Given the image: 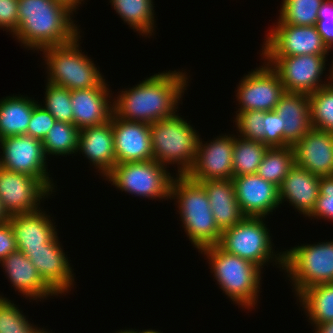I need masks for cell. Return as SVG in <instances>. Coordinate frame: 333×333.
Wrapping results in <instances>:
<instances>
[{
  "label": "cell",
  "mask_w": 333,
  "mask_h": 333,
  "mask_svg": "<svg viewBox=\"0 0 333 333\" xmlns=\"http://www.w3.org/2000/svg\"><path fill=\"white\" fill-rule=\"evenodd\" d=\"M318 20L333 22V0H324L318 10Z\"/></svg>",
  "instance_id": "obj_44"
},
{
  "label": "cell",
  "mask_w": 333,
  "mask_h": 333,
  "mask_svg": "<svg viewBox=\"0 0 333 333\" xmlns=\"http://www.w3.org/2000/svg\"><path fill=\"white\" fill-rule=\"evenodd\" d=\"M265 219L244 217L234 226L222 231L218 245L226 252L252 262L261 270L273 263V267L275 265L283 271V251H275L273 248L275 245L272 234Z\"/></svg>",
  "instance_id": "obj_7"
},
{
  "label": "cell",
  "mask_w": 333,
  "mask_h": 333,
  "mask_svg": "<svg viewBox=\"0 0 333 333\" xmlns=\"http://www.w3.org/2000/svg\"><path fill=\"white\" fill-rule=\"evenodd\" d=\"M240 210L245 217H265L280 206L279 188L257 173L232 178Z\"/></svg>",
  "instance_id": "obj_17"
},
{
  "label": "cell",
  "mask_w": 333,
  "mask_h": 333,
  "mask_svg": "<svg viewBox=\"0 0 333 333\" xmlns=\"http://www.w3.org/2000/svg\"><path fill=\"white\" fill-rule=\"evenodd\" d=\"M327 56H261V59L265 60L279 75L285 92L309 95L333 81V64H330V69L327 70L329 76L324 75L327 73L324 72L327 68ZM321 78H324V81Z\"/></svg>",
  "instance_id": "obj_10"
},
{
  "label": "cell",
  "mask_w": 333,
  "mask_h": 333,
  "mask_svg": "<svg viewBox=\"0 0 333 333\" xmlns=\"http://www.w3.org/2000/svg\"><path fill=\"white\" fill-rule=\"evenodd\" d=\"M122 330H123V331H122ZM122 330L120 329V330H118L116 333H134V332H133V329H128V328H127V329H125V330H124V329H122Z\"/></svg>",
  "instance_id": "obj_49"
},
{
  "label": "cell",
  "mask_w": 333,
  "mask_h": 333,
  "mask_svg": "<svg viewBox=\"0 0 333 333\" xmlns=\"http://www.w3.org/2000/svg\"><path fill=\"white\" fill-rule=\"evenodd\" d=\"M0 149V167L28 174L40 180L52 193L56 192L41 140L27 135L10 136L0 139Z\"/></svg>",
  "instance_id": "obj_11"
},
{
  "label": "cell",
  "mask_w": 333,
  "mask_h": 333,
  "mask_svg": "<svg viewBox=\"0 0 333 333\" xmlns=\"http://www.w3.org/2000/svg\"><path fill=\"white\" fill-rule=\"evenodd\" d=\"M315 26L323 43L331 52L333 50V22L317 20Z\"/></svg>",
  "instance_id": "obj_43"
},
{
  "label": "cell",
  "mask_w": 333,
  "mask_h": 333,
  "mask_svg": "<svg viewBox=\"0 0 333 333\" xmlns=\"http://www.w3.org/2000/svg\"><path fill=\"white\" fill-rule=\"evenodd\" d=\"M294 164L292 146L268 148L258 167L257 174L279 187Z\"/></svg>",
  "instance_id": "obj_31"
},
{
  "label": "cell",
  "mask_w": 333,
  "mask_h": 333,
  "mask_svg": "<svg viewBox=\"0 0 333 333\" xmlns=\"http://www.w3.org/2000/svg\"><path fill=\"white\" fill-rule=\"evenodd\" d=\"M295 164L318 175H333V132L312 128L293 146Z\"/></svg>",
  "instance_id": "obj_20"
},
{
  "label": "cell",
  "mask_w": 333,
  "mask_h": 333,
  "mask_svg": "<svg viewBox=\"0 0 333 333\" xmlns=\"http://www.w3.org/2000/svg\"><path fill=\"white\" fill-rule=\"evenodd\" d=\"M16 250V239L10 221L0 223V262Z\"/></svg>",
  "instance_id": "obj_42"
},
{
  "label": "cell",
  "mask_w": 333,
  "mask_h": 333,
  "mask_svg": "<svg viewBox=\"0 0 333 333\" xmlns=\"http://www.w3.org/2000/svg\"><path fill=\"white\" fill-rule=\"evenodd\" d=\"M25 255L31 260L43 281L59 297L70 293L74 288V269L58 235L50 243L44 244V248L29 249Z\"/></svg>",
  "instance_id": "obj_16"
},
{
  "label": "cell",
  "mask_w": 333,
  "mask_h": 333,
  "mask_svg": "<svg viewBox=\"0 0 333 333\" xmlns=\"http://www.w3.org/2000/svg\"><path fill=\"white\" fill-rule=\"evenodd\" d=\"M121 20L129 25L139 36H154L156 15L153 0H109Z\"/></svg>",
  "instance_id": "obj_28"
},
{
  "label": "cell",
  "mask_w": 333,
  "mask_h": 333,
  "mask_svg": "<svg viewBox=\"0 0 333 333\" xmlns=\"http://www.w3.org/2000/svg\"><path fill=\"white\" fill-rule=\"evenodd\" d=\"M245 74L237 84L235 97L239 105L235 113L248 110L274 111L285 93L276 71L265 61ZM253 70V71H252Z\"/></svg>",
  "instance_id": "obj_13"
},
{
  "label": "cell",
  "mask_w": 333,
  "mask_h": 333,
  "mask_svg": "<svg viewBox=\"0 0 333 333\" xmlns=\"http://www.w3.org/2000/svg\"><path fill=\"white\" fill-rule=\"evenodd\" d=\"M43 108L51 113L56 121L73 124V110L71 105V91L65 87L46 82Z\"/></svg>",
  "instance_id": "obj_35"
},
{
  "label": "cell",
  "mask_w": 333,
  "mask_h": 333,
  "mask_svg": "<svg viewBox=\"0 0 333 333\" xmlns=\"http://www.w3.org/2000/svg\"><path fill=\"white\" fill-rule=\"evenodd\" d=\"M276 23L295 26H314L324 0H282Z\"/></svg>",
  "instance_id": "obj_33"
},
{
  "label": "cell",
  "mask_w": 333,
  "mask_h": 333,
  "mask_svg": "<svg viewBox=\"0 0 333 333\" xmlns=\"http://www.w3.org/2000/svg\"><path fill=\"white\" fill-rule=\"evenodd\" d=\"M52 194L40 180L0 167V199L10 216L43 208L41 202Z\"/></svg>",
  "instance_id": "obj_15"
},
{
  "label": "cell",
  "mask_w": 333,
  "mask_h": 333,
  "mask_svg": "<svg viewBox=\"0 0 333 333\" xmlns=\"http://www.w3.org/2000/svg\"><path fill=\"white\" fill-rule=\"evenodd\" d=\"M74 13L59 0H18V28L12 37L40 54L43 48L68 44L82 32Z\"/></svg>",
  "instance_id": "obj_2"
},
{
  "label": "cell",
  "mask_w": 333,
  "mask_h": 333,
  "mask_svg": "<svg viewBox=\"0 0 333 333\" xmlns=\"http://www.w3.org/2000/svg\"><path fill=\"white\" fill-rule=\"evenodd\" d=\"M22 311L0 294V333H37L41 329L31 323Z\"/></svg>",
  "instance_id": "obj_36"
},
{
  "label": "cell",
  "mask_w": 333,
  "mask_h": 333,
  "mask_svg": "<svg viewBox=\"0 0 333 333\" xmlns=\"http://www.w3.org/2000/svg\"><path fill=\"white\" fill-rule=\"evenodd\" d=\"M268 146L261 141L242 139L235 135L233 148V177L256 174Z\"/></svg>",
  "instance_id": "obj_32"
},
{
  "label": "cell",
  "mask_w": 333,
  "mask_h": 333,
  "mask_svg": "<svg viewBox=\"0 0 333 333\" xmlns=\"http://www.w3.org/2000/svg\"><path fill=\"white\" fill-rule=\"evenodd\" d=\"M39 100L18 94L0 99V139L26 135L33 108Z\"/></svg>",
  "instance_id": "obj_27"
},
{
  "label": "cell",
  "mask_w": 333,
  "mask_h": 333,
  "mask_svg": "<svg viewBox=\"0 0 333 333\" xmlns=\"http://www.w3.org/2000/svg\"><path fill=\"white\" fill-rule=\"evenodd\" d=\"M271 27L263 39L260 56L329 55L315 25L276 23Z\"/></svg>",
  "instance_id": "obj_12"
},
{
  "label": "cell",
  "mask_w": 333,
  "mask_h": 333,
  "mask_svg": "<svg viewBox=\"0 0 333 333\" xmlns=\"http://www.w3.org/2000/svg\"><path fill=\"white\" fill-rule=\"evenodd\" d=\"M170 200L175 201L181 226L198 252L220 242L222 231L215 222L208 195L200 183L186 175H175Z\"/></svg>",
  "instance_id": "obj_4"
},
{
  "label": "cell",
  "mask_w": 333,
  "mask_h": 333,
  "mask_svg": "<svg viewBox=\"0 0 333 333\" xmlns=\"http://www.w3.org/2000/svg\"><path fill=\"white\" fill-rule=\"evenodd\" d=\"M37 333H52L48 329H45L44 327L41 328Z\"/></svg>",
  "instance_id": "obj_50"
},
{
  "label": "cell",
  "mask_w": 333,
  "mask_h": 333,
  "mask_svg": "<svg viewBox=\"0 0 333 333\" xmlns=\"http://www.w3.org/2000/svg\"><path fill=\"white\" fill-rule=\"evenodd\" d=\"M55 122L51 113L38 103L33 108L26 135L43 141Z\"/></svg>",
  "instance_id": "obj_40"
},
{
  "label": "cell",
  "mask_w": 333,
  "mask_h": 333,
  "mask_svg": "<svg viewBox=\"0 0 333 333\" xmlns=\"http://www.w3.org/2000/svg\"><path fill=\"white\" fill-rule=\"evenodd\" d=\"M283 272L296 298L311 286L333 282V239L286 249Z\"/></svg>",
  "instance_id": "obj_8"
},
{
  "label": "cell",
  "mask_w": 333,
  "mask_h": 333,
  "mask_svg": "<svg viewBox=\"0 0 333 333\" xmlns=\"http://www.w3.org/2000/svg\"><path fill=\"white\" fill-rule=\"evenodd\" d=\"M312 128L333 132V81L309 94Z\"/></svg>",
  "instance_id": "obj_34"
},
{
  "label": "cell",
  "mask_w": 333,
  "mask_h": 333,
  "mask_svg": "<svg viewBox=\"0 0 333 333\" xmlns=\"http://www.w3.org/2000/svg\"><path fill=\"white\" fill-rule=\"evenodd\" d=\"M205 189L215 222L221 231L240 222L245 216L240 210L232 180L199 182Z\"/></svg>",
  "instance_id": "obj_26"
},
{
  "label": "cell",
  "mask_w": 333,
  "mask_h": 333,
  "mask_svg": "<svg viewBox=\"0 0 333 333\" xmlns=\"http://www.w3.org/2000/svg\"><path fill=\"white\" fill-rule=\"evenodd\" d=\"M18 28V0H0V30L13 35Z\"/></svg>",
  "instance_id": "obj_41"
},
{
  "label": "cell",
  "mask_w": 333,
  "mask_h": 333,
  "mask_svg": "<svg viewBox=\"0 0 333 333\" xmlns=\"http://www.w3.org/2000/svg\"><path fill=\"white\" fill-rule=\"evenodd\" d=\"M51 216L41 208L30 213L14 214L9 218L18 251L25 254L29 249L44 248V244L59 235Z\"/></svg>",
  "instance_id": "obj_23"
},
{
  "label": "cell",
  "mask_w": 333,
  "mask_h": 333,
  "mask_svg": "<svg viewBox=\"0 0 333 333\" xmlns=\"http://www.w3.org/2000/svg\"><path fill=\"white\" fill-rule=\"evenodd\" d=\"M116 164L153 159L150 124L127 121L112 114Z\"/></svg>",
  "instance_id": "obj_18"
},
{
  "label": "cell",
  "mask_w": 333,
  "mask_h": 333,
  "mask_svg": "<svg viewBox=\"0 0 333 333\" xmlns=\"http://www.w3.org/2000/svg\"><path fill=\"white\" fill-rule=\"evenodd\" d=\"M79 132L80 130L74 124L56 121L42 141L46 158L48 159V156L51 158L52 155L67 157L74 154L75 156Z\"/></svg>",
  "instance_id": "obj_30"
},
{
  "label": "cell",
  "mask_w": 333,
  "mask_h": 333,
  "mask_svg": "<svg viewBox=\"0 0 333 333\" xmlns=\"http://www.w3.org/2000/svg\"><path fill=\"white\" fill-rule=\"evenodd\" d=\"M106 81L104 80L98 87L71 90L73 124L79 130L110 121L114 113L112 95L114 92L112 93L110 84L108 85Z\"/></svg>",
  "instance_id": "obj_19"
},
{
  "label": "cell",
  "mask_w": 333,
  "mask_h": 333,
  "mask_svg": "<svg viewBox=\"0 0 333 333\" xmlns=\"http://www.w3.org/2000/svg\"><path fill=\"white\" fill-rule=\"evenodd\" d=\"M307 217L311 220L323 219L333 222V175L320 176L318 199Z\"/></svg>",
  "instance_id": "obj_38"
},
{
  "label": "cell",
  "mask_w": 333,
  "mask_h": 333,
  "mask_svg": "<svg viewBox=\"0 0 333 333\" xmlns=\"http://www.w3.org/2000/svg\"><path fill=\"white\" fill-rule=\"evenodd\" d=\"M59 1L64 2L65 4H67L75 12L79 9V7H80L79 5L84 4V2H85V0H59Z\"/></svg>",
  "instance_id": "obj_46"
},
{
  "label": "cell",
  "mask_w": 333,
  "mask_h": 333,
  "mask_svg": "<svg viewBox=\"0 0 333 333\" xmlns=\"http://www.w3.org/2000/svg\"><path fill=\"white\" fill-rule=\"evenodd\" d=\"M296 301L302 306L312 327L333 321V282L305 289Z\"/></svg>",
  "instance_id": "obj_29"
},
{
  "label": "cell",
  "mask_w": 333,
  "mask_h": 333,
  "mask_svg": "<svg viewBox=\"0 0 333 333\" xmlns=\"http://www.w3.org/2000/svg\"><path fill=\"white\" fill-rule=\"evenodd\" d=\"M199 253L206 256L210 273L234 304L252 311L258 305L263 271L252 262L230 254L218 244L202 248Z\"/></svg>",
  "instance_id": "obj_3"
},
{
  "label": "cell",
  "mask_w": 333,
  "mask_h": 333,
  "mask_svg": "<svg viewBox=\"0 0 333 333\" xmlns=\"http://www.w3.org/2000/svg\"><path fill=\"white\" fill-rule=\"evenodd\" d=\"M202 140L199 136L195 161L186 176L198 183L232 180L235 133L220 134L207 142Z\"/></svg>",
  "instance_id": "obj_14"
},
{
  "label": "cell",
  "mask_w": 333,
  "mask_h": 333,
  "mask_svg": "<svg viewBox=\"0 0 333 333\" xmlns=\"http://www.w3.org/2000/svg\"><path fill=\"white\" fill-rule=\"evenodd\" d=\"M81 35L72 42L43 48L46 82L71 90L98 87L104 80L100 67H96L91 57L82 52Z\"/></svg>",
  "instance_id": "obj_5"
},
{
  "label": "cell",
  "mask_w": 333,
  "mask_h": 333,
  "mask_svg": "<svg viewBox=\"0 0 333 333\" xmlns=\"http://www.w3.org/2000/svg\"><path fill=\"white\" fill-rule=\"evenodd\" d=\"M274 111L284 127V141L293 146L312 129L311 107L308 94L285 92Z\"/></svg>",
  "instance_id": "obj_25"
},
{
  "label": "cell",
  "mask_w": 333,
  "mask_h": 333,
  "mask_svg": "<svg viewBox=\"0 0 333 333\" xmlns=\"http://www.w3.org/2000/svg\"><path fill=\"white\" fill-rule=\"evenodd\" d=\"M177 112L150 124L153 159L167 168L176 165V175H186L194 164L199 132ZM188 122V123H187Z\"/></svg>",
  "instance_id": "obj_6"
},
{
  "label": "cell",
  "mask_w": 333,
  "mask_h": 333,
  "mask_svg": "<svg viewBox=\"0 0 333 333\" xmlns=\"http://www.w3.org/2000/svg\"><path fill=\"white\" fill-rule=\"evenodd\" d=\"M319 183L320 176L294 164L278 187L280 205L287 201L295 211L307 217L318 199Z\"/></svg>",
  "instance_id": "obj_24"
},
{
  "label": "cell",
  "mask_w": 333,
  "mask_h": 333,
  "mask_svg": "<svg viewBox=\"0 0 333 333\" xmlns=\"http://www.w3.org/2000/svg\"><path fill=\"white\" fill-rule=\"evenodd\" d=\"M135 330H136V331H135ZM135 330L133 329V332H134V333H163V332H161V331H157V330H155V329H150V328L147 329V330H146V329H145V330H142V331H141V330L138 331L137 329H135Z\"/></svg>",
  "instance_id": "obj_48"
},
{
  "label": "cell",
  "mask_w": 333,
  "mask_h": 333,
  "mask_svg": "<svg viewBox=\"0 0 333 333\" xmlns=\"http://www.w3.org/2000/svg\"><path fill=\"white\" fill-rule=\"evenodd\" d=\"M269 148L288 147L284 141V127L275 111H264V139L261 141Z\"/></svg>",
  "instance_id": "obj_39"
},
{
  "label": "cell",
  "mask_w": 333,
  "mask_h": 333,
  "mask_svg": "<svg viewBox=\"0 0 333 333\" xmlns=\"http://www.w3.org/2000/svg\"><path fill=\"white\" fill-rule=\"evenodd\" d=\"M166 166L154 159L116 164L105 176L116 189L129 195L163 201L170 199L172 175Z\"/></svg>",
  "instance_id": "obj_9"
},
{
  "label": "cell",
  "mask_w": 333,
  "mask_h": 333,
  "mask_svg": "<svg viewBox=\"0 0 333 333\" xmlns=\"http://www.w3.org/2000/svg\"><path fill=\"white\" fill-rule=\"evenodd\" d=\"M236 127L237 136L253 141H262L264 139V111L248 110L235 114L233 120Z\"/></svg>",
  "instance_id": "obj_37"
},
{
  "label": "cell",
  "mask_w": 333,
  "mask_h": 333,
  "mask_svg": "<svg viewBox=\"0 0 333 333\" xmlns=\"http://www.w3.org/2000/svg\"><path fill=\"white\" fill-rule=\"evenodd\" d=\"M11 216L6 212L3 204H2V201L0 199V223H3V222H6V221H9V218Z\"/></svg>",
  "instance_id": "obj_47"
},
{
  "label": "cell",
  "mask_w": 333,
  "mask_h": 333,
  "mask_svg": "<svg viewBox=\"0 0 333 333\" xmlns=\"http://www.w3.org/2000/svg\"><path fill=\"white\" fill-rule=\"evenodd\" d=\"M314 333H333V321L313 326Z\"/></svg>",
  "instance_id": "obj_45"
},
{
  "label": "cell",
  "mask_w": 333,
  "mask_h": 333,
  "mask_svg": "<svg viewBox=\"0 0 333 333\" xmlns=\"http://www.w3.org/2000/svg\"><path fill=\"white\" fill-rule=\"evenodd\" d=\"M77 153L87 158L101 177L104 178L111 171L116 165L112 116L103 125L80 130Z\"/></svg>",
  "instance_id": "obj_22"
},
{
  "label": "cell",
  "mask_w": 333,
  "mask_h": 333,
  "mask_svg": "<svg viewBox=\"0 0 333 333\" xmlns=\"http://www.w3.org/2000/svg\"><path fill=\"white\" fill-rule=\"evenodd\" d=\"M15 292L36 302L58 296L40 277L31 260L21 251L10 253L0 262Z\"/></svg>",
  "instance_id": "obj_21"
},
{
  "label": "cell",
  "mask_w": 333,
  "mask_h": 333,
  "mask_svg": "<svg viewBox=\"0 0 333 333\" xmlns=\"http://www.w3.org/2000/svg\"><path fill=\"white\" fill-rule=\"evenodd\" d=\"M190 77L185 70L178 69L154 73L115 94L114 114L127 121L147 124L172 117L179 112Z\"/></svg>",
  "instance_id": "obj_1"
}]
</instances>
